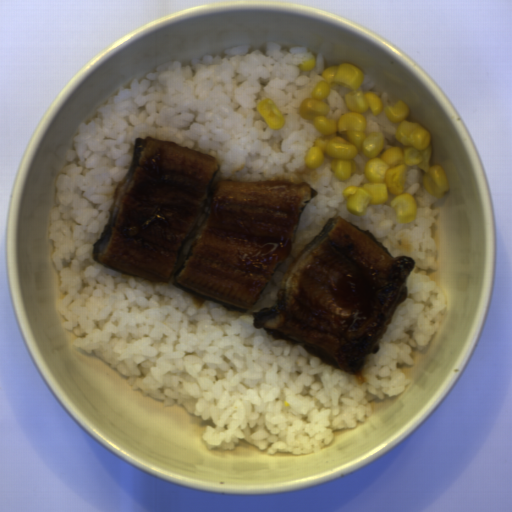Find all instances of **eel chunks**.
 Masks as SVG:
<instances>
[{
  "label": "eel chunks",
  "instance_id": "obj_1",
  "mask_svg": "<svg viewBox=\"0 0 512 512\" xmlns=\"http://www.w3.org/2000/svg\"><path fill=\"white\" fill-rule=\"evenodd\" d=\"M414 268L412 257H393L369 230L330 218L287 268L274 305L253 313L255 328L356 375L406 301Z\"/></svg>",
  "mask_w": 512,
  "mask_h": 512
},
{
  "label": "eel chunks",
  "instance_id": "obj_2",
  "mask_svg": "<svg viewBox=\"0 0 512 512\" xmlns=\"http://www.w3.org/2000/svg\"><path fill=\"white\" fill-rule=\"evenodd\" d=\"M306 182L220 180L174 280L211 300L249 310L289 257L316 195Z\"/></svg>",
  "mask_w": 512,
  "mask_h": 512
},
{
  "label": "eel chunks",
  "instance_id": "obj_3",
  "mask_svg": "<svg viewBox=\"0 0 512 512\" xmlns=\"http://www.w3.org/2000/svg\"><path fill=\"white\" fill-rule=\"evenodd\" d=\"M217 170L211 154L173 141L136 138L131 166L115 189L93 259L155 283H168Z\"/></svg>",
  "mask_w": 512,
  "mask_h": 512
}]
</instances>
